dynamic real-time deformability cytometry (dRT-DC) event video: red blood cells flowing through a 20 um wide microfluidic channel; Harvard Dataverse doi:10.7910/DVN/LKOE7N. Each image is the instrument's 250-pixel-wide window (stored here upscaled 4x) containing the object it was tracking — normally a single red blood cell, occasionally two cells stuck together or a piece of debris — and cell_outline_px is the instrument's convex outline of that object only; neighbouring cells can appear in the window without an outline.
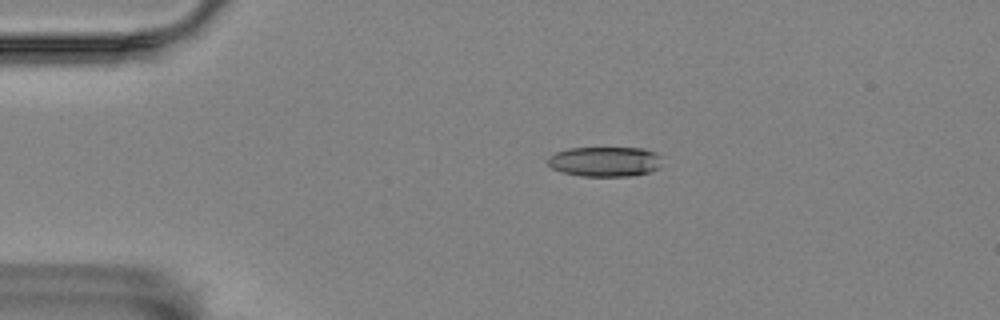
{"species": "Egyptian fruit bat (a non-hibernating species)", "species_latin": "Rousettus aegyptiacus", "temperature_condition": "room temperature", "stored_images_in_passage": 7, "camera_frame_rate_fps": 3000, "um_per_image_px": 0.085, "animal": {"sex": "female"}, "frame": {"image": 1, "passage_image": 4, "time_ms": 1.0, "image_size_px": [1000, 320], "cell_outline_px": [[660, 164], [656, 168], [648, 172], [628, 176], [580, 176], [564, 172], [552, 168], [548, 164], [548, 160], [556, 152], [568, 148], [644, 148], [656, 152], [660, 156]], "centroid_in_image_um": [51.42, 13.72], "position_along_channel_um": 33.6, "area_um2": 19.71}}
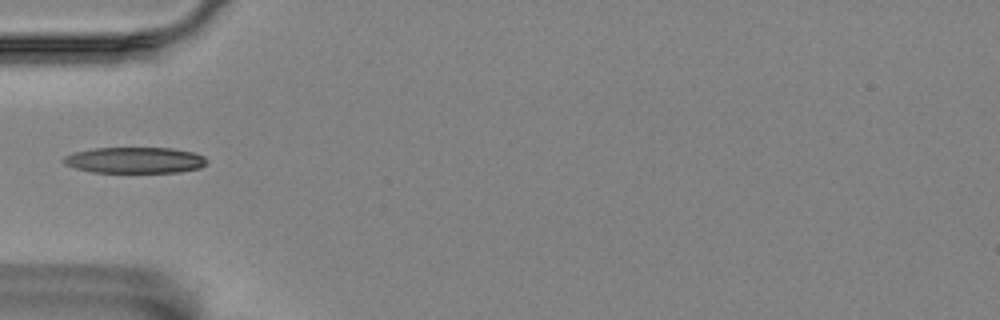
{"frame": {"image": 2, "passage_image": 6, "time_ms": 1.667, "image_size_px": [1000, 320], "cell_outline_px": [[208, 164], [200, 168], [180, 172], [92, 172], [76, 168], [64, 164], [60, 160], [64, 156], [72, 152], [92, 148], [172, 148], [196, 152], [204, 156], [208, 160]], "centroid_in_image_um": [11.48, 13.61], "position_along_channel_um": 73.5, "area_um2": 22.08}}
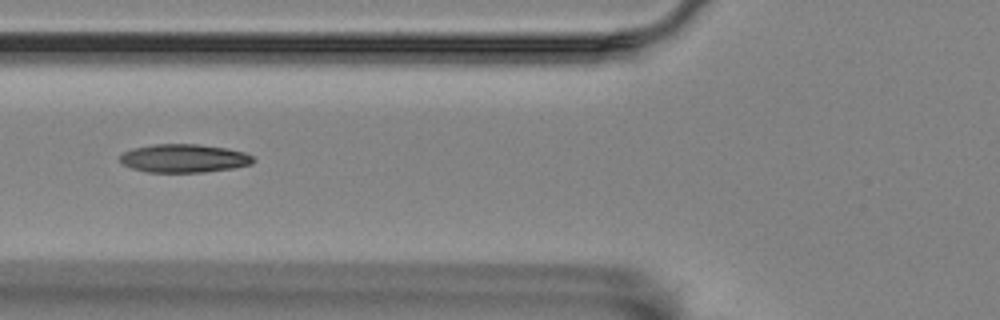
{"frame": {"image": 3, "passage_image": 7, "time_ms": 2.0, "image_size_px": [1000, 320], "cell_outline_px": [[256, 160], [252, 164], [232, 168], [204, 172], [148, 172], [132, 168], [124, 164], [120, 160], [120, 156], [124, 152], [132, 148], [152, 144], [200, 144], [224, 148], [244, 152], [252, 156]], "centroid_in_image_um": [15.64, 13.45], "position_along_channel_um": 110.2, "area_um2": 21.96}}